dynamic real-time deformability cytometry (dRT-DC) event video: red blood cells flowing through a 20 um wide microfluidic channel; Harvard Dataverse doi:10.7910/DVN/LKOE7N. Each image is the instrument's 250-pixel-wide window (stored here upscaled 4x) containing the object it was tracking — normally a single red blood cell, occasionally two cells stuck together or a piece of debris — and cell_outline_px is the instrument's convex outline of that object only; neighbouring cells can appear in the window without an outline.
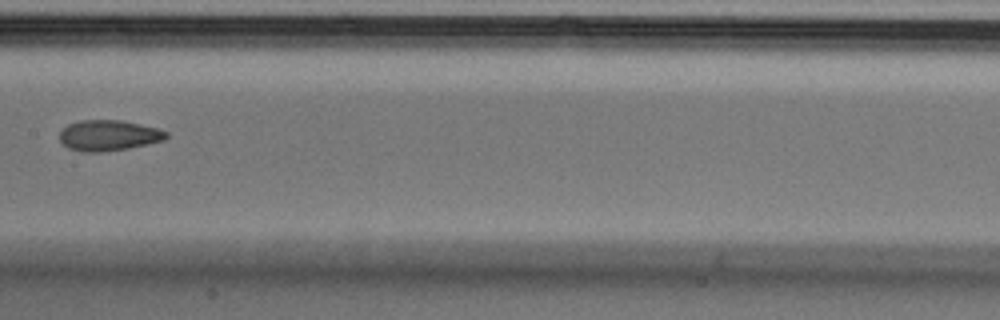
{"species": "Egyptian fruit bat (a non-hibernating species)", "species_latin": "Rousettus aegyptiacus", "temperature_condition": "cold", "stored_images_in_passage": 7, "camera_frame_rate_fps": 3000, "um_per_image_px": 0.085, "animal": {"sex": "male"}, "frame": {"image": 1, "passage_image": 7, "time_ms": 2.0, "image_size_px": [1000, 320], "cell_outline_px": [[168, 136], [164, 140], [128, 148], [100, 152], [84, 152], [68, 148], [60, 140], [60, 132], [68, 124], [80, 120], [120, 120], [140, 124], [156, 128], [168, 132]], "centroid_in_image_um": [9.22, 11.51], "position_along_channel_um": 198.2, "area_um2": 18.9}}